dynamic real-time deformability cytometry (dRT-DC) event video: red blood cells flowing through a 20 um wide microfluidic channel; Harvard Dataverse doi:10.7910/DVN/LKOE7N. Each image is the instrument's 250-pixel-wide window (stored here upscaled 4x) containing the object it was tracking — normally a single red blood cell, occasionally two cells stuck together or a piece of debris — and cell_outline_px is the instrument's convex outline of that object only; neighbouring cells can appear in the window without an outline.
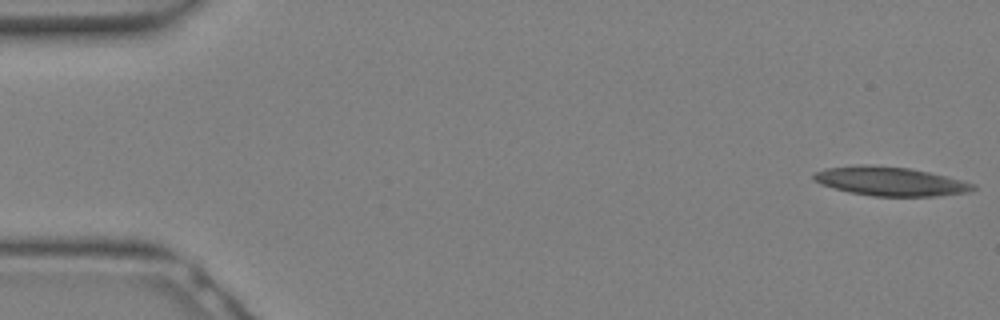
{"species": "Egyptian fruit bat (a non-hibernating species)", "species_latin": "Rousettus aegyptiacus", "temperature_condition": "warm", "stored_images_in_passage": 9, "camera_frame_rate_fps": 3000, "um_per_image_px": 0.085, "animal": {"sex": "female"}, "frame": {"image": 1, "passage_image": 1, "time_ms": 0.0, "image_size_px": [1000, 320], "cell_outline_px": [[976, 188], [968, 192], [936, 196], [872, 196], [848, 192], [820, 184], [812, 180], [812, 176], [816, 172], [824, 168], [860, 164], [872, 164], [908, 168], [928, 172], [976, 184]], "centroid_in_image_um": [75.61, 15.4], "position_along_channel_um": 9.4, "area_um2": 26.93}}